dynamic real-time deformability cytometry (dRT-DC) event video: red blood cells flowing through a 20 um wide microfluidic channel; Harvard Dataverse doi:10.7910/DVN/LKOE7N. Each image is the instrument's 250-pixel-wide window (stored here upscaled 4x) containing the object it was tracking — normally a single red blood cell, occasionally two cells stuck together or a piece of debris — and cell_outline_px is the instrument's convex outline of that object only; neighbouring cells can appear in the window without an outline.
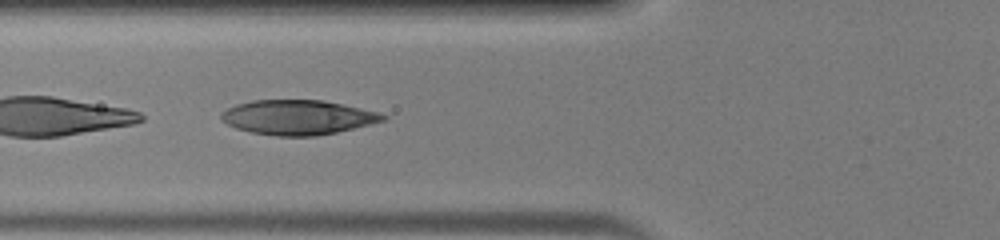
{"species": "human", "species_latin": "Homo sapiens", "temperature_condition": "warm", "stored_images_in_passage": 30, "camera_frame_rate_fps": 3000, "um_per_image_px": 0.085, "donor": {"sex": "male"}, "frame": {"image": 1, "passage_image": 4, "time_ms": 1.0, "image_size_px": [1000, 240], "cell_outline_px": [[388, 116], [384, 120], [336, 132], [316, 136], [276, 136], [252, 132], [236, 128], [220, 120], [220, 112], [236, 104], [252, 100], [324, 100], [380, 112]], "centroid_in_image_um": [25.28, 9.96], "position_along_channel_um": 100.5, "area_um2": 32.6}}
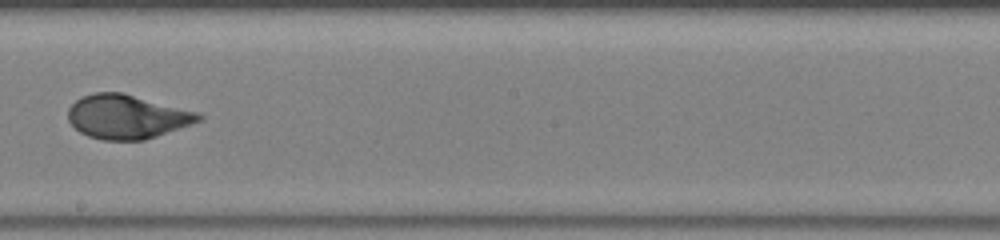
{"frame": {"image": 2, "passage_image": 13, "time_ms": 4.0, "image_size_px": [1000, 240], "cell_outline_px": [[204, 120], [144, 140], [104, 140], [88, 136], [80, 132], [68, 120], [68, 108], [76, 100], [84, 96], [96, 92], [124, 92], [200, 112], [204, 116]], "centroid_in_image_um": [10.84, 9.91], "position_along_channel_um": 237.4, "area_um2": 33.7}}
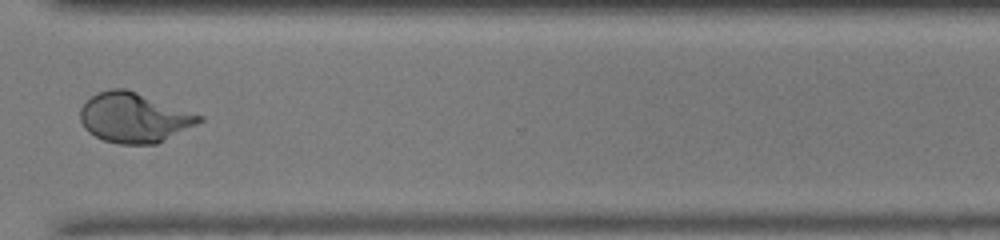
{"frame": {"image": 3, "passage_image": 21, "time_ms": 6.667, "image_size_px": [1000, 240], "cell_outline_px": [[204, 120], [156, 144], [120, 144], [104, 140], [88, 132], [84, 128], [80, 120], [80, 108], [96, 92], [112, 88], [124, 88], [136, 92], [204, 116]], "centroid_in_image_um": [11.37, 10.0], "position_along_channel_um": 359.2, "area_um2": 34.22}}